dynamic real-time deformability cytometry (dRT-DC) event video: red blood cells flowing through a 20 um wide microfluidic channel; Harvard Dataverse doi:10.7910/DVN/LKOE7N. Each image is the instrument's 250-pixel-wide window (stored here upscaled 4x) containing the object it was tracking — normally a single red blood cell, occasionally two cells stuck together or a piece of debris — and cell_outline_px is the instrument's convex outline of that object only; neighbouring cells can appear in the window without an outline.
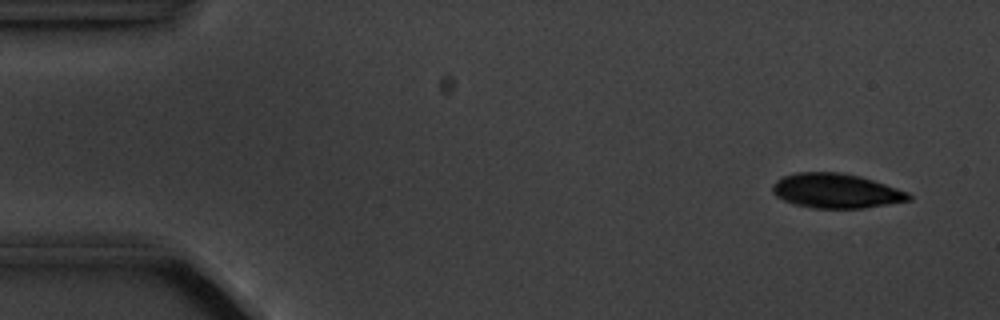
{"species": "common noctule bat (a hibernating species)", "species_latin": "Nyctalus noctula", "temperature_condition": "cold", "stored_images_in_passage": 14, "camera_frame_rate_fps": 3000, "um_per_image_px": 0.085, "animal": {"sex": "male", "body_mass_g": 20.1, "forearm_length_mm": 53.5}, "frame": {"image": 1, "passage_image": 1, "time_ms": 0.0, "image_size_px": [1000, 320], "cell_outline_px": [[912, 200], [864, 208], [812, 208], [792, 204], [776, 196], [772, 192], [772, 184], [780, 176], [796, 172], [844, 172], [860, 176], [908, 192], [912, 196]], "centroid_in_image_um": [71.02, 16.22], "position_along_channel_um": 14.0, "area_um2": 27.69}}
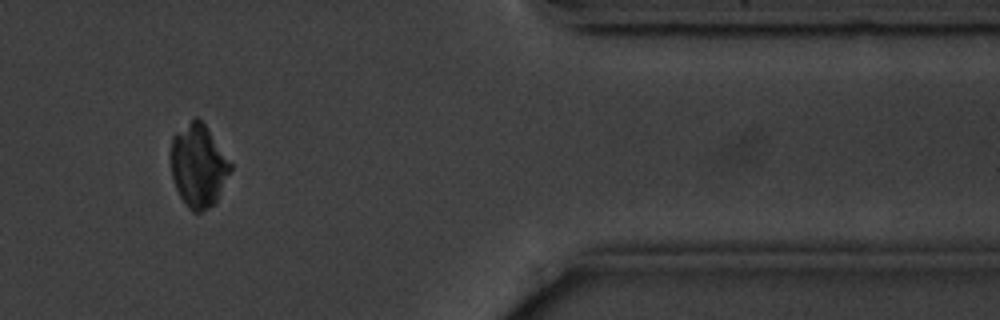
{"frame": {"image": 2, "passage_image": 12, "time_ms": 14.333, "image_size_px": [1000, 320], "cell_outline_px": [[232, 168], [216, 200], [208, 208], [200, 212], [192, 212], [188, 208], [180, 196], [176, 188], [172, 176], [172, 136], [192, 116], [196, 116], [208, 128], [232, 164]], "centroid_in_image_um": [16.86, 14.05], "position_along_channel_um": 394.5, "area_um2": 28.55}}